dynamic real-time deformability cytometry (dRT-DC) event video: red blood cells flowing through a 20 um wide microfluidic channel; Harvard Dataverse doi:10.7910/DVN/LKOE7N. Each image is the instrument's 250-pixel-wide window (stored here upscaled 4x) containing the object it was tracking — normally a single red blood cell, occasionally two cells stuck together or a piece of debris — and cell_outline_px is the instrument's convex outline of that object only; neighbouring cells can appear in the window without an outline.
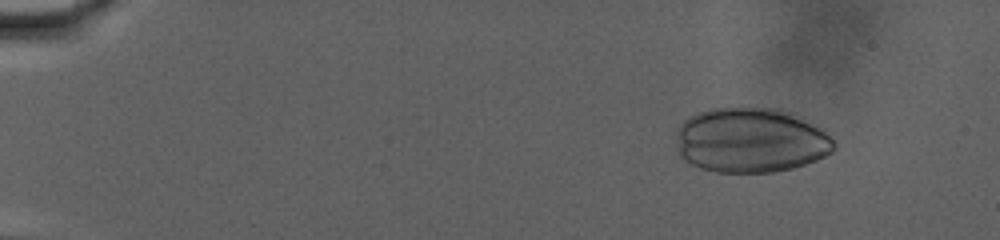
{"species": "human", "species_latin": "Homo sapiens", "temperature_condition": "warm", "stored_images_in_passage": 65, "camera_frame_rate_fps": 3000, "um_per_image_px": 0.085, "donor": {"sex": "male"}, "frame": {"image": 1, "passage_image": 10, "time_ms": 3.0, "image_size_px": [1000, 240], "cell_outline_px": [[832, 152], [816, 160], [792, 168], [772, 172], [716, 172], [700, 168], [684, 160], [680, 156], [676, 136], [676, 132], [680, 124], [684, 120], [696, 112], [708, 108], [776, 108], [792, 112], [820, 128], [832, 140]], "centroid_in_image_um": [63.76, 11.91], "position_along_channel_um": 21.2, "area_um2": 59.53}}
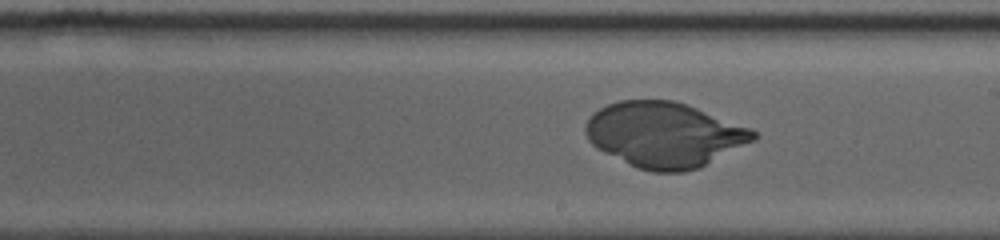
{"frame": {"image": 2, "passage_image": 46, "time_ms": 15.0, "image_size_px": [1000, 240], "cell_outline_px": [[756, 136], [752, 140], [700, 168], [684, 172], [652, 172], [636, 168], [596, 148], [588, 140], [584, 132], [584, 128], [592, 112], [608, 104], [620, 100], [672, 100], [696, 108], [752, 128], [756, 132]], "centroid_in_image_um": [56.42, 11.46], "position_along_channel_um": 232.6, "area_um2": 63.46}}
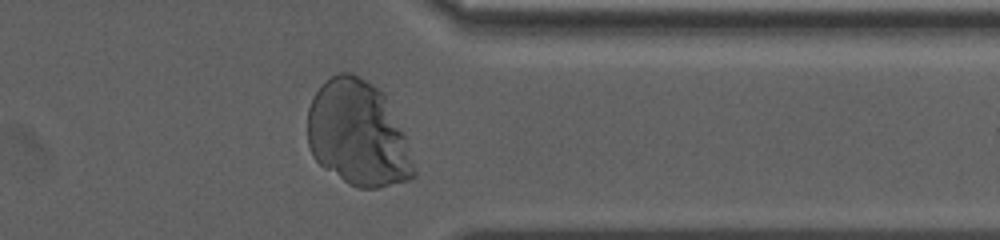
{"frame": {"image": 3, "passage_image": 62, "time_ms": 20.333, "image_size_px": [1000, 240], "cell_outline_px": [[416, 176], [408, 180], [376, 188], [360, 188], [348, 184], [324, 168], [312, 156], [308, 144], [308, 108], [312, 96], [320, 84], [324, 80], [340, 72], [352, 72], [360, 76], [384, 92], [404, 136], [416, 172]], "centroid_in_image_um": [30.38, 11.35], "position_along_channel_um": 381.0, "area_um2": 65.37}}